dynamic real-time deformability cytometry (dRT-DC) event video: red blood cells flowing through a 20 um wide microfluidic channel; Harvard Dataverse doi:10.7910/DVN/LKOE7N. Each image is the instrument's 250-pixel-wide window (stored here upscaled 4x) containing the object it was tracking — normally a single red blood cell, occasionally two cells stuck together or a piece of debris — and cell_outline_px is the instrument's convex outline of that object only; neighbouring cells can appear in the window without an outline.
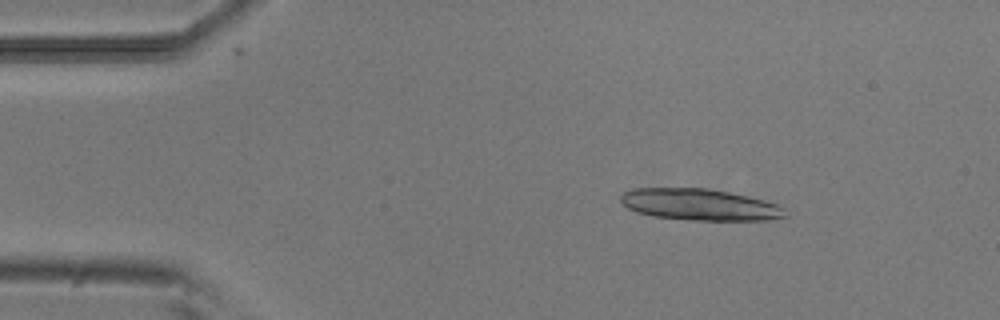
{"species": "common noctule bat (a hibernating species)", "species_latin": "Nyctalus noctula", "temperature_condition": "room temperature", "stored_images_in_passage": 51, "segment_of_instrument_passage": [1, 2], "camera_frame_rate_fps": 3000, "um_per_image_px": 0.085, "animal": {"sex": "male", "body_mass_g": 20.5, "forearm_length_mm": 52.5}, "frame": {"image": 1, "passage_image": 7, "time_ms": 2.0, "image_size_px": [1000, 320], "cell_outline_px": [[788, 216], [768, 220], [692, 220], [656, 216], [636, 212], [628, 208], [620, 200], [620, 196], [624, 192], [632, 188], [708, 188], [728, 192], [764, 200], [776, 204], [784, 208]], "centroid_in_image_um": [59.48, 17.39], "position_along_channel_um": 25.5, "area_um2": 30.06}}